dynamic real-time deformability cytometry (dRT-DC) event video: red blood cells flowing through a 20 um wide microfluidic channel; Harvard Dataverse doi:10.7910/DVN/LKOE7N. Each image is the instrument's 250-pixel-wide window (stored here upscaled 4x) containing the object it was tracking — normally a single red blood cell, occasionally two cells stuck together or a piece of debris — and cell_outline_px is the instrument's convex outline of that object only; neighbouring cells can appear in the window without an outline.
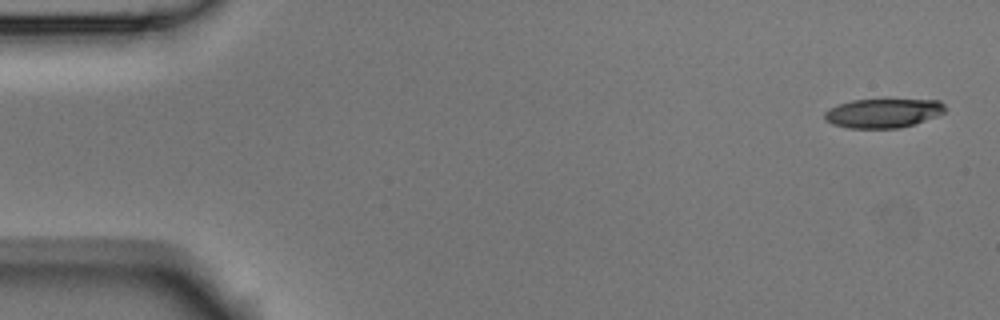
{"species": "Egyptian fruit bat (a non-hibernating species)", "species_latin": "Rousettus aegyptiacus", "temperature_condition": "room temperature", "stored_images_in_passage": 7, "camera_frame_rate_fps": 3000, "um_per_image_px": 0.085, "animal": {"sex": "male"}, "frame": {"image": 1, "passage_image": 1, "time_ms": 0.0, "image_size_px": [1000, 320], "cell_outline_px": [[948, 108], [944, 112], [936, 116], [900, 128], [848, 128], [832, 124], [824, 120], [824, 112], [828, 108], [836, 104], [852, 100], [940, 100]], "centroid_in_image_um": [75.02, 9.61], "position_along_channel_um": 10.0, "area_um2": 20.52}}
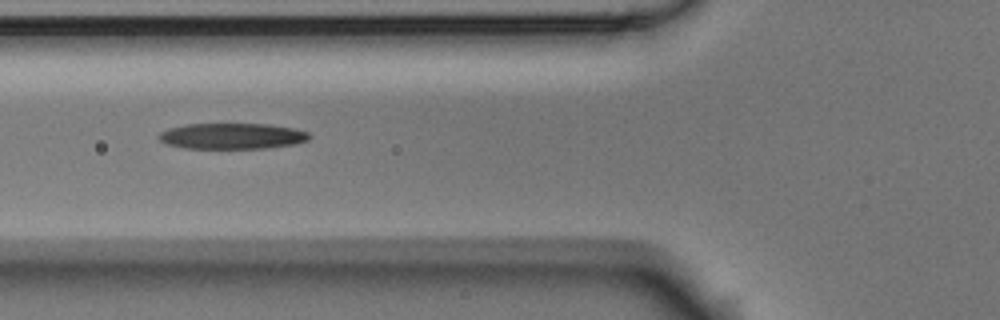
{"frame": {"image": 2, "passage_image": 5, "time_ms": 1.333, "image_size_px": [1000, 320], "cell_outline_px": [[308, 140], [292, 144], [264, 148], [184, 148], [168, 144], [160, 140], [156, 136], [160, 132], [168, 128], [188, 124], [268, 124], [292, 128], [308, 132]], "centroid_in_image_um": [19.67, 11.56], "position_along_channel_um": 106.1, "area_um2": 22.43}}
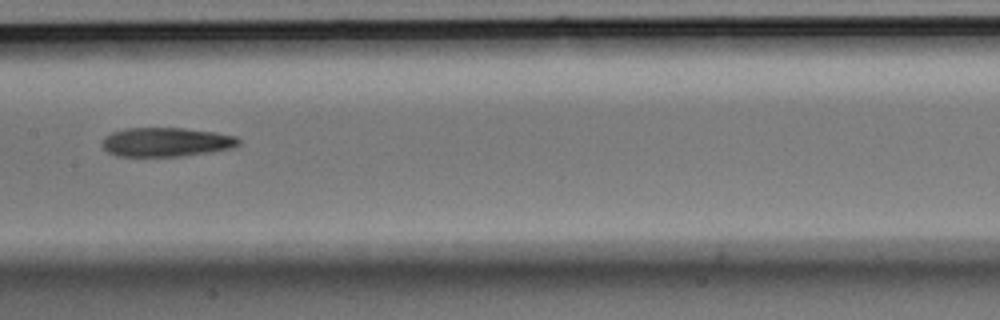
{"frame": {"image": 3, "passage_image": 7, "time_ms": 2.0, "image_size_px": [1000, 320], "cell_outline_px": [[240, 144], [228, 148], [208, 152], [180, 156], [116, 156], [108, 152], [100, 144], [104, 136], [112, 132], [124, 128], [184, 128], [216, 132], [236, 136], [240, 140]], "centroid_in_image_um": [14.07, 12.06], "position_along_channel_um": 193.3, "area_um2": 23.12}}